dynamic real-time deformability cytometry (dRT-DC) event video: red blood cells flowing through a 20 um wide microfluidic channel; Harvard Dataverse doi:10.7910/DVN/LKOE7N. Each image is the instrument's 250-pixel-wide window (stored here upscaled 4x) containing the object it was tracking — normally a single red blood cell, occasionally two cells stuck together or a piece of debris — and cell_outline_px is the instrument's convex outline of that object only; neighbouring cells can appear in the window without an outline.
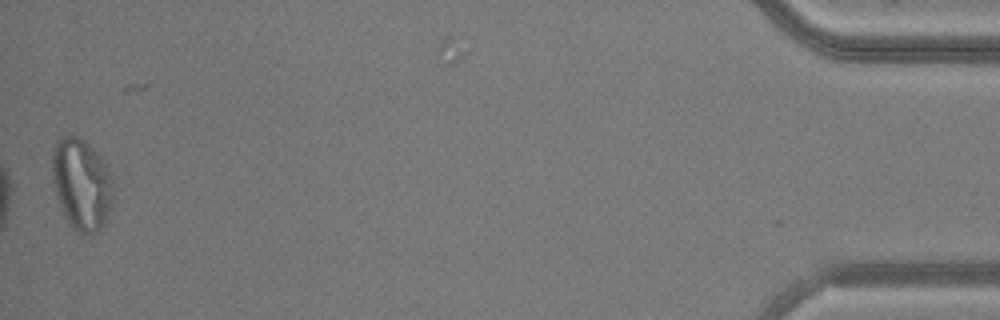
{"species": "common noctule bat (a hibernating species)", "species_latin": "Nyctalus noctula", "temperature_condition": "warm", "stored_images_in_passage": 50, "segment_of_instrument_passage": [2, 2], "camera_frame_rate_fps": 3000, "um_per_image_px": 0.085, "animal": {"sex": "male", "body_mass_g": 20.5, "forearm_length_mm": 52.5}, "frame": {"image": 1, "passage_image": 49, "time_ms": 16.0, "image_size_px": [1000, 320], "cell_outline_px": [[112, 200], [104, 224], [96, 232], [88, 236], [80, 232], [64, 216], [56, 196], [52, 180], [52, 152], [56, 140], [64, 136], [76, 136], [84, 140], [100, 156], [108, 168], [112, 176]], "centroid_in_image_um": [6.92, 15.63], "position_along_channel_um": 428.3, "area_um2": 32.31}}